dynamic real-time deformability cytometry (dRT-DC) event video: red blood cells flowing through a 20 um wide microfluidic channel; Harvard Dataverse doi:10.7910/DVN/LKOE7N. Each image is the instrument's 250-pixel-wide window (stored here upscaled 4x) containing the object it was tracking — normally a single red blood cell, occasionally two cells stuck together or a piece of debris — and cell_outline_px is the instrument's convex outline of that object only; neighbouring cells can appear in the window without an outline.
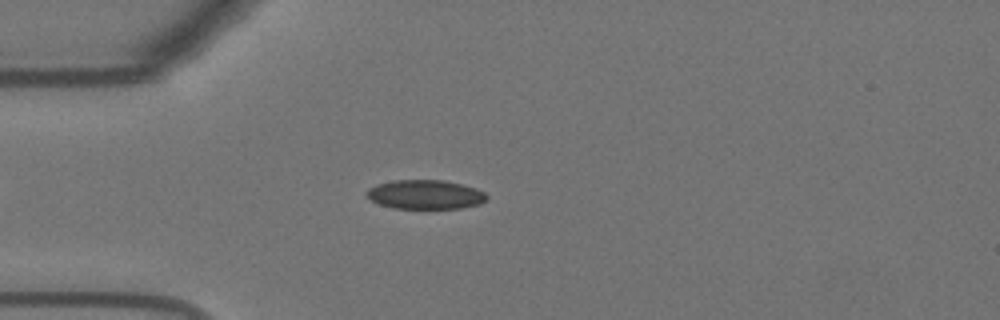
{"species": "Egyptian fruit bat (a non-hibernating species)", "species_latin": "Rousettus aegyptiacus", "temperature_condition": "warm", "stored_images_in_passage": 52, "camera_frame_rate_fps": 3000, "um_per_image_px": 0.085, "animal": {"sex": "female"}, "frame": {"image": 1, "passage_image": 12, "time_ms": 3.667, "image_size_px": [1000, 320], "cell_outline_px": [[488, 200], [480, 204], [460, 208], [392, 208], [380, 204], [372, 200], [364, 192], [368, 188], [376, 184], [392, 180], [444, 180], [476, 188], [484, 192], [488, 196]], "centroid_in_image_um": [36.15, 16.53], "position_along_channel_um": 48.8, "area_um2": 20.46}}
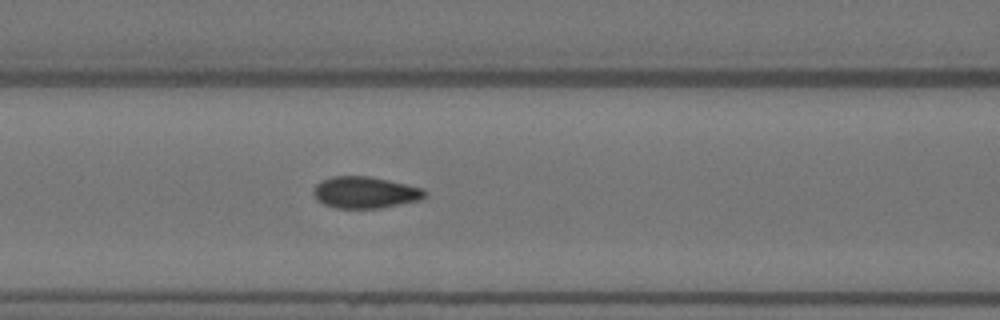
{"frame": {"image": 2, "passage_image": 20, "time_ms": 6.333, "image_size_px": [1000, 320], "cell_outline_px": [[428, 196], [420, 200], [380, 208], [336, 208], [324, 204], [316, 200], [312, 192], [316, 184], [332, 176], [368, 176], [388, 180], [424, 188], [428, 192]], "centroid_in_image_um": [31.06, 16.36], "position_along_channel_um": 135.5, "area_um2": 20.63}}
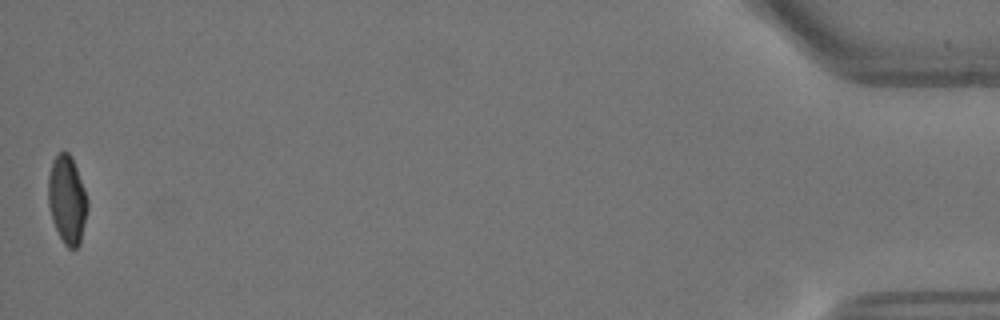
{"frame": {"image": 3, "passage_image": 52, "time_ms": 17.0, "image_size_px": [1000, 320], "cell_outline_px": [[88, 208], [80, 244], [76, 248], [68, 248], [64, 244], [52, 220], [48, 204], [48, 176], [52, 160], [60, 152], [68, 152], [72, 156], [84, 188], [88, 200]], "centroid_in_image_um": [5.7, 16.97], "position_along_channel_um": 429.5, "area_um2": 20.23}, "authors_computed_cell_mechanics": {"area_um2": 20.4612, "velocity_mm_per_s": 3.6683, "shape_relaxation_time_tau1_ms": 7.9925, "shape_relaxation_time_tau2_ms": null, "deformation_change_tau1": 0.2038, "deformation_change_tau2": null}}